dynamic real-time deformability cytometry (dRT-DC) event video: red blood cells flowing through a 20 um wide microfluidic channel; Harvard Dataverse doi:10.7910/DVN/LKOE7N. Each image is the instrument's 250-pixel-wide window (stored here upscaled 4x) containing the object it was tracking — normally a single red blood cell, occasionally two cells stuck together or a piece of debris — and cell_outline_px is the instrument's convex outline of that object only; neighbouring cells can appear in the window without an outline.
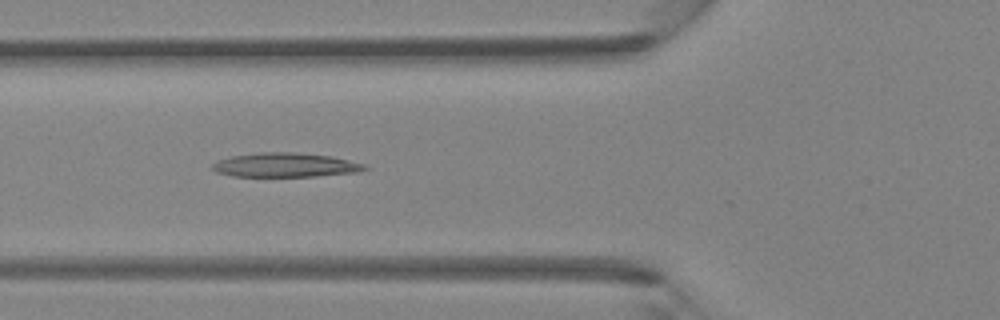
{"species": "Egyptian fruit bat (a non-hibernating species)", "species_latin": "Rousettus aegyptiacus", "temperature_condition": "room temperature", "stored_images_in_passage": 5, "camera_frame_rate_fps": 3000, "um_per_image_px": 0.085, "animal": {"sex": "female"}, "frame": {"image": 1, "passage_image": 5, "time_ms": 1.333, "image_size_px": [1000, 320], "cell_outline_px": [[368, 168], [356, 172], [316, 176], [232, 176], [216, 172], [212, 168], [212, 164], [216, 160], [232, 156], [260, 152], [292, 152], [332, 156], [364, 164]], "centroid_in_image_um": [24.21, 14.02], "position_along_channel_um": 101.6, "area_um2": 21.33}}